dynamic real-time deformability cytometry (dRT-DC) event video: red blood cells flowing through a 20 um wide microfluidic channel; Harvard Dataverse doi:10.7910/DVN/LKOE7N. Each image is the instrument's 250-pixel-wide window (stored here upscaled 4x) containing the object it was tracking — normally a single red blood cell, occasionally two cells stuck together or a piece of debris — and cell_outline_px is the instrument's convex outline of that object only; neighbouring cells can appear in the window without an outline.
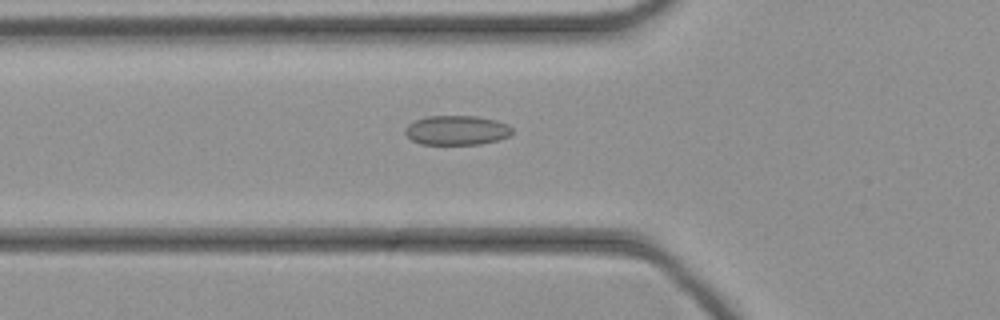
{"species": "common noctule bat (a hibernating species)", "species_latin": "Nyctalus noctula", "temperature_condition": "cold", "stored_images_in_passage": 38, "camera_frame_rate_fps": 3000, "um_per_image_px": 0.085, "animal": {"sex": "female", "body_mass_g": 21.9}, "frame": {"image": 1, "passage_image": 9, "time_ms": 2.667, "image_size_px": [1000, 320], "cell_outline_px": [[512, 136], [480, 144], [420, 144], [412, 140], [404, 132], [404, 128], [408, 124], [416, 120], [428, 116], [476, 116], [496, 120], [508, 124], [512, 128]], "centroid_in_image_um": [38.83, 11.07], "position_along_channel_um": 87.0, "area_um2": 18.44}}
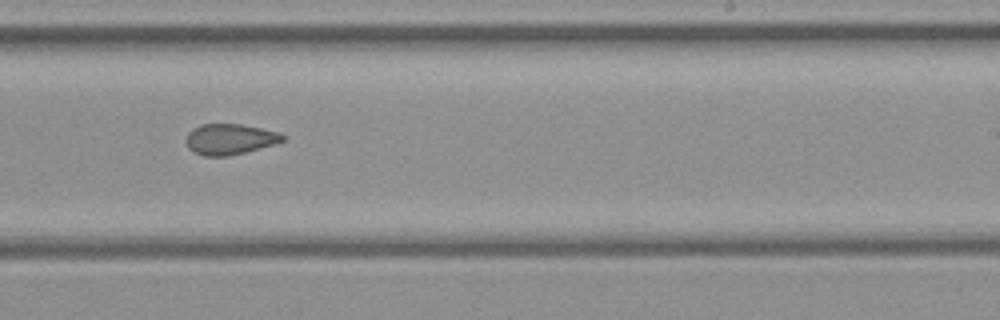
{"frame": {"image": 2, "passage_image": 21, "time_ms": 6.667, "image_size_px": [1000, 320], "cell_outline_px": [[284, 140], [276, 144], [228, 156], [204, 156], [192, 152], [188, 148], [184, 140], [188, 132], [192, 128], [200, 124], [240, 124], [280, 132], [284, 136]], "centroid_in_image_um": [19.48, 11.83], "position_along_channel_um": 269.5, "area_um2": 17.46}}
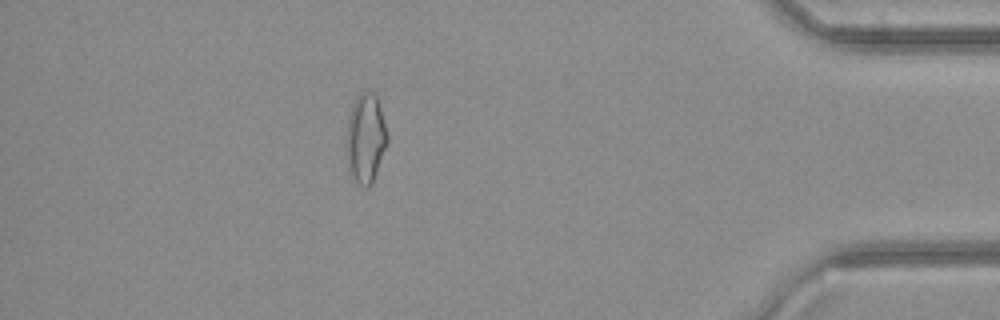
{"frame": {"image": 3, "passage_image": 33, "time_ms": 10.667, "image_size_px": [1000, 320], "cell_outline_px": [[388, 144], [372, 184], [368, 188], [364, 188], [352, 180], [348, 172], [348, 120], [352, 104], [356, 96], [360, 92], [368, 88], [376, 96], [380, 108], [388, 136]], "centroid_in_image_um": [31.09, 11.79], "position_along_channel_um": 404.1, "area_um2": 21.44}}